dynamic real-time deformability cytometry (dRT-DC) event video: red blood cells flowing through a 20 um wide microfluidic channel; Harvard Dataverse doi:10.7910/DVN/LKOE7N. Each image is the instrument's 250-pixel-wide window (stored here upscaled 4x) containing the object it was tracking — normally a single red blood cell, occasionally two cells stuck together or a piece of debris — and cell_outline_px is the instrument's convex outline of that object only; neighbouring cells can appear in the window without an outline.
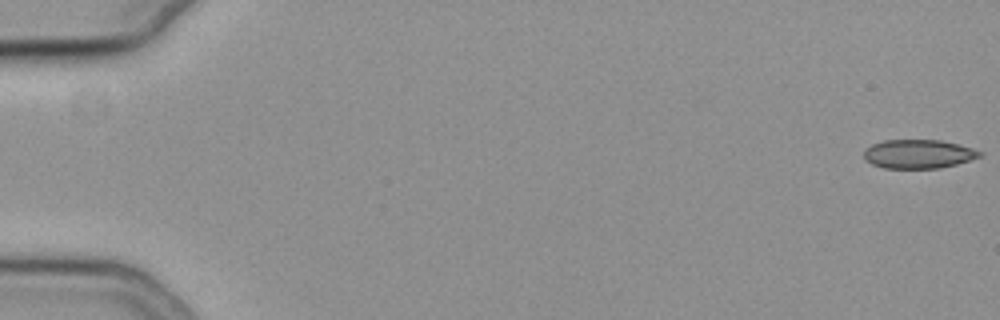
{"species": "common noctule bat (a hibernating species)", "species_latin": "Nyctalus noctula", "temperature_condition": "cold", "stored_images_in_passage": 56, "camera_frame_rate_fps": 3000, "um_per_image_px": 0.085, "animal": {"sex": "female", "body_mass_g": 19.3, "forearm_length_mm": 54.1}, "frame": {"image": 1, "passage_image": 1, "time_ms": 0.0, "image_size_px": [1000, 320], "cell_outline_px": [[984, 156], [956, 164], [940, 168], [884, 168], [872, 164], [864, 160], [864, 148], [872, 144], [884, 140], [940, 140], [972, 148], [984, 152]], "centroid_in_image_um": [78.06, 13.09], "position_along_channel_um": 6.9, "area_um2": 19.59}}
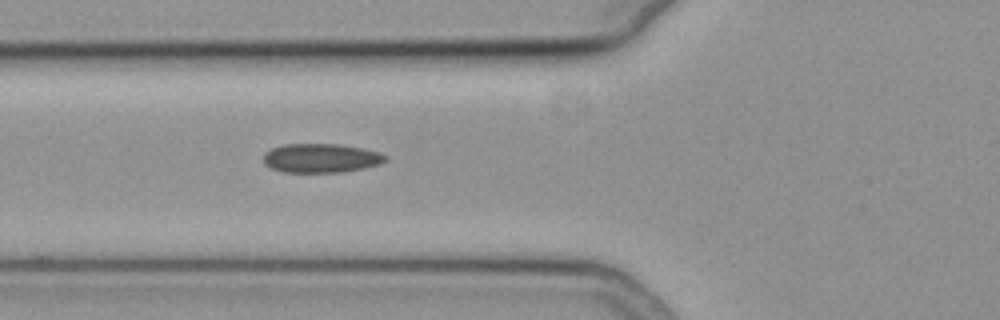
{"frame": {"image": 2, "passage_image": 22, "time_ms": 7.0, "image_size_px": [1000, 320], "cell_outline_px": [[388, 160], [380, 164], [364, 168], [344, 172], [284, 172], [272, 168], [264, 164], [264, 152], [272, 148], [284, 144], [340, 144], [380, 152], [388, 156]], "centroid_in_image_um": [27.31, 13.44], "position_along_channel_um": 98.5, "area_um2": 20.75}}
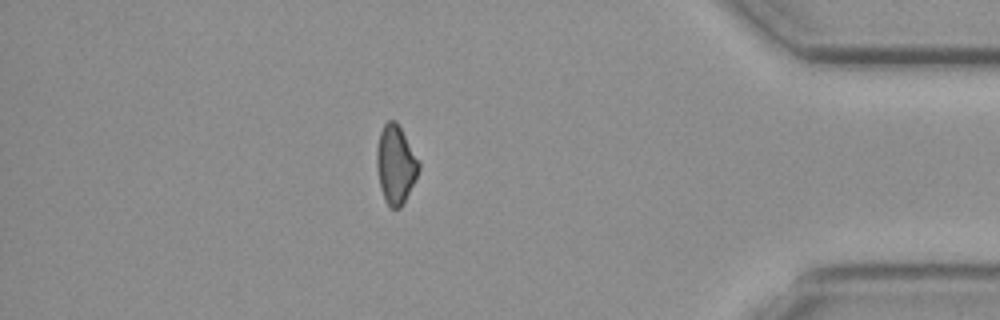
{"frame": {"image": 3, "passage_image": 49, "time_ms": 16.0, "image_size_px": [1000, 320], "cell_outline_px": [[420, 168], [400, 208], [392, 208], [384, 200], [380, 188], [376, 168], [376, 148], [380, 132], [384, 124], [388, 120], [396, 120], [420, 160]], "centroid_in_image_um": [33.61, 13.94], "position_along_channel_um": 401.6, "area_um2": 19.25}}